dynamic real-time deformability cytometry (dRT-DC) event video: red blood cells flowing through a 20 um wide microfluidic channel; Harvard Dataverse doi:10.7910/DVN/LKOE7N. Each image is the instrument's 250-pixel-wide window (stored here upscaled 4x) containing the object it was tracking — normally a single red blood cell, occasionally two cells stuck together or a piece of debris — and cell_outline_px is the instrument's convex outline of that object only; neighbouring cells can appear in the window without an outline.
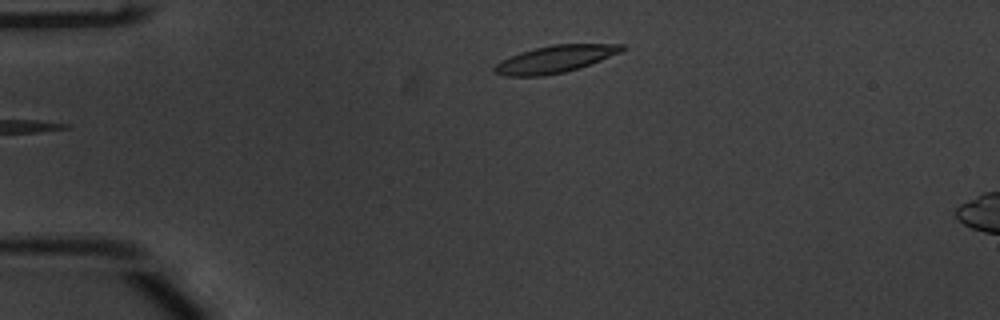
{"species": "common noctule bat (a hibernating species)", "species_latin": "Nyctalus noctula", "temperature_condition": "warm", "stored_images_in_passage": 36, "camera_frame_rate_fps": 3000, "um_per_image_px": 0.085, "animal": {"sex": "male", "body_mass_g": 20.1, "forearm_length_mm": 53.5}, "frame": {"image": 1, "passage_image": 1, "time_ms": 0.0, "image_size_px": [1000, 320], "cell_outline_px": [[628, 48], [620, 52], [580, 68], [564, 72], [544, 76], [500, 76], [492, 72], [492, 68], [500, 60], [520, 52], [552, 44], [624, 44]], "centroid_in_image_um": [47.14, 5.03], "position_along_channel_um": 37.9, "area_um2": 20.35}}
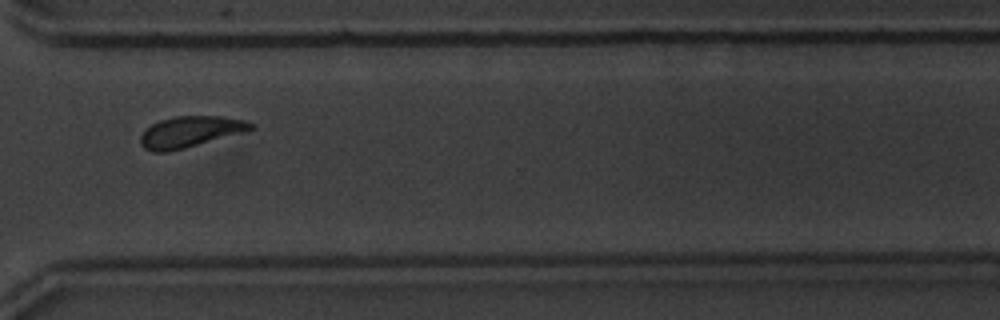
{"frame": {"image": 2, "passage_image": 29, "time_ms": 9.333, "image_size_px": [1000, 320], "cell_outline_px": [[256, 128], [244, 132], [184, 148], [168, 152], [152, 152], [144, 148], [140, 144], [140, 136], [152, 124], [160, 120], [172, 116], [224, 116], [244, 120], [256, 124]], "centroid_in_image_um": [16.19, 11.19], "position_along_channel_um": 354.4, "area_um2": 20.0}}
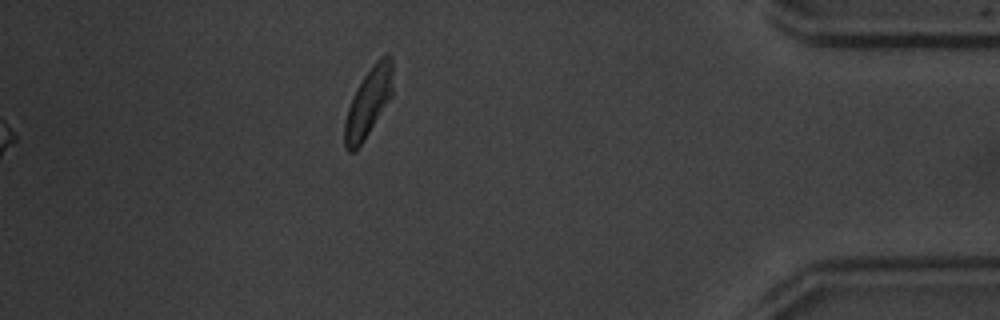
{"frame": {"image": 3, "passage_image": 36, "time_ms": 11.667, "image_size_px": [1000, 320], "cell_outline_px": [[392, 96], [364, 140], [356, 152], [348, 152], [344, 148], [344, 120], [352, 96], [356, 88], [364, 76], [376, 60], [380, 56], [388, 52], [392, 56]], "centroid_in_image_um": [31.3, 8.71], "position_along_channel_um": 403.9, "area_um2": 19.54}, "authors_computed_cell_mechanics": {"area_um2": 19.9699, "velocity_mm_per_s": 3.8146, "shape_relaxation_time_tau1_ms": 2.4476, "shape_relaxation_time_tau2_ms": 3.2552, "deformation_change_tau1": 0.1406, "deformation_change_tau2": 0.0777}}